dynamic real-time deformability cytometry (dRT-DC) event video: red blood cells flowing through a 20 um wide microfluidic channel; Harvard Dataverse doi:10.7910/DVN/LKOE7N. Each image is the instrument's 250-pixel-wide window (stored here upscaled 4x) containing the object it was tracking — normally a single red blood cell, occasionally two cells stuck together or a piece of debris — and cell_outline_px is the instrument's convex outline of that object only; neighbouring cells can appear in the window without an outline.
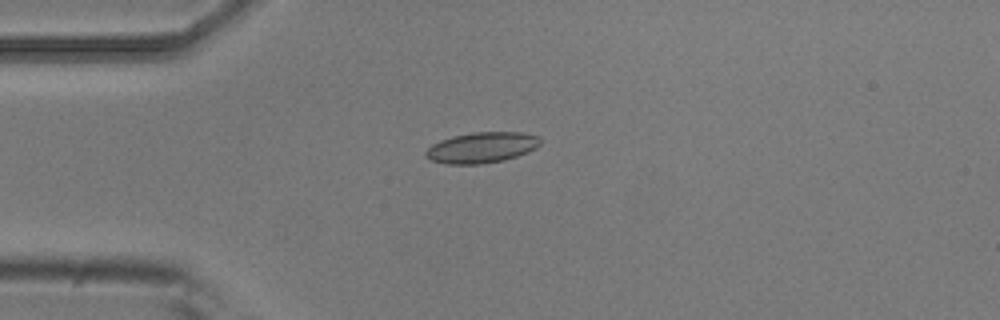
{"species": "common noctule bat (a hibernating species)", "species_latin": "Nyctalus noctula", "temperature_condition": "room temperature", "stored_images_in_passage": 6, "camera_frame_rate_fps": 3000, "um_per_image_px": 0.085, "animal": {"sex": "male", "body_mass_g": 20.5, "forearm_length_mm": 52.5}, "frame": {"image": 1, "passage_image": 3, "time_ms": 0.667, "image_size_px": [1000, 320], "cell_outline_px": [[540, 144], [536, 148], [528, 152], [504, 160], [480, 164], [448, 164], [432, 160], [424, 156], [424, 152], [432, 144], [440, 140], [452, 136], [472, 132], [524, 132], [540, 136]], "centroid_in_image_um": [40.95, 12.53], "position_along_channel_um": 44.0, "area_um2": 20.63}}
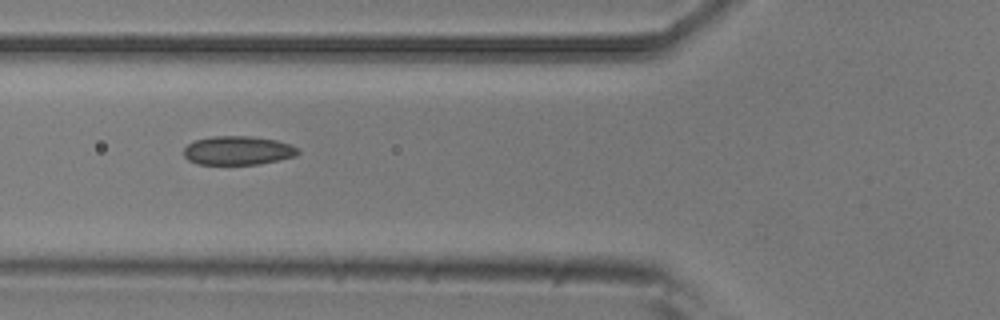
{"frame": {"image": 2, "passage_image": 5, "time_ms": 1.333, "image_size_px": [1000, 320], "cell_outline_px": [[300, 152], [296, 156], [260, 164], [196, 164], [188, 160], [184, 156], [184, 148], [188, 144], [196, 140], [212, 136], [252, 136], [276, 140], [292, 144], [300, 148]], "centroid_in_image_um": [20.26, 12.79], "position_along_channel_um": 105.5, "area_um2": 19.36}}
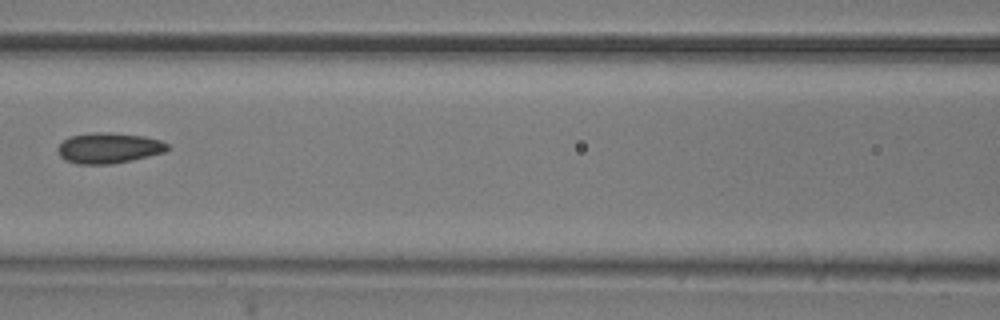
{"frame": {"image": 3, "passage_image": 6, "time_ms": 1.667, "image_size_px": [1000, 320], "cell_outline_px": [[172, 148], [164, 152], [132, 160], [112, 164], [76, 164], [64, 160], [60, 156], [56, 148], [68, 136], [92, 132], [108, 132], [144, 136], [160, 140], [168, 144]], "centroid_in_image_um": [9.23, 12.58], "position_along_channel_um": 157.4, "area_um2": 19.77}}